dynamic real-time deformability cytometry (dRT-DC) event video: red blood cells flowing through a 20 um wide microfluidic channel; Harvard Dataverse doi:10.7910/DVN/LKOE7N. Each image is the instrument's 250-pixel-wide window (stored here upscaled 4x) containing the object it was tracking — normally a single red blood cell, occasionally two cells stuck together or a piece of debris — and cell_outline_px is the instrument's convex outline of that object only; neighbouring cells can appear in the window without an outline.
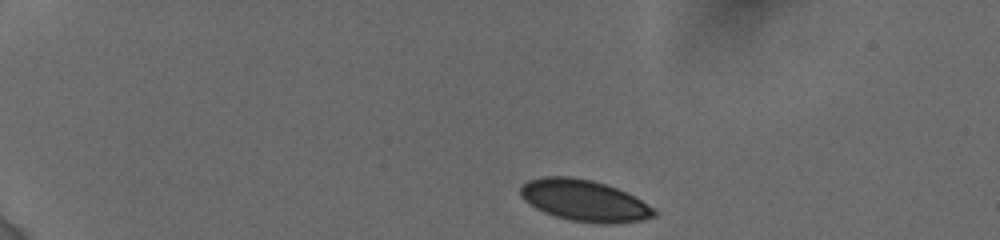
{"species": "human", "species_latin": "Homo sapiens", "temperature_condition": "cold", "stored_images_in_passage": 9, "camera_frame_rate_fps": 3000, "um_per_image_px": 0.085, "donor": {"sex": "female"}, "frame": {"image": 1, "passage_image": 1, "time_ms": 0.0, "image_size_px": [1000, 240], "cell_outline_px": [[656, 216], [640, 220], [604, 224], [572, 220], [556, 216], [544, 212], [536, 208], [524, 200], [520, 196], [520, 188], [528, 180], [544, 176], [568, 176], [592, 180], [616, 188], [640, 200], [652, 208], [656, 212]], "centroid_in_image_um": [49.61, 17.03], "position_along_channel_um": 35.4, "area_um2": 31.67}}
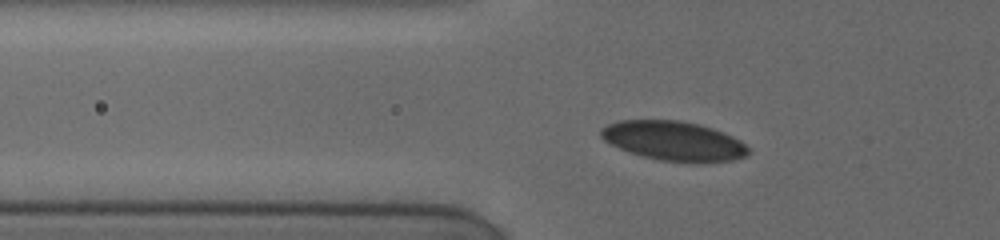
{"frame": {"image": 2, "passage_image": 6, "time_ms": 3.0, "image_size_px": [1000, 240], "cell_outline_px": [[748, 156], [732, 160], [696, 164], [660, 160], [628, 152], [604, 140], [600, 136], [600, 128], [608, 124], [620, 120], [680, 120], [700, 124], [712, 128], [732, 136], [740, 140], [748, 148]], "centroid_in_image_um": [57.28, 11.99], "position_along_channel_um": 68.5, "area_um2": 34.1}}
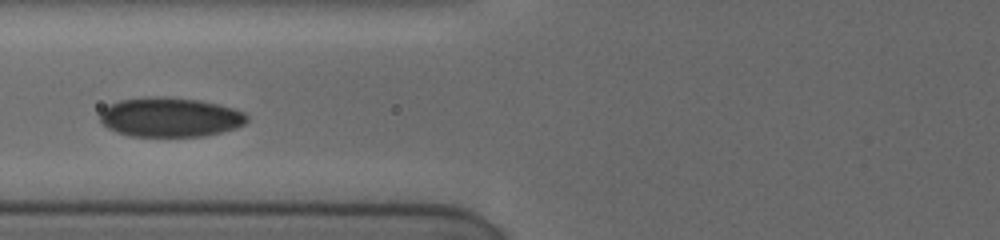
{"frame": {"image": 3, "passage_image": 8, "time_ms": 4.333, "image_size_px": [1000, 240], "cell_outline_px": [[248, 120], [244, 124], [236, 128], [204, 136], [128, 136], [116, 132], [108, 128], [100, 120], [100, 112], [104, 108], [120, 100], [156, 96], [200, 100], [232, 108], [244, 112], [248, 116]], "centroid_in_image_um": [14.46, 9.97], "position_along_channel_um": 111.3, "area_um2": 33.58}}